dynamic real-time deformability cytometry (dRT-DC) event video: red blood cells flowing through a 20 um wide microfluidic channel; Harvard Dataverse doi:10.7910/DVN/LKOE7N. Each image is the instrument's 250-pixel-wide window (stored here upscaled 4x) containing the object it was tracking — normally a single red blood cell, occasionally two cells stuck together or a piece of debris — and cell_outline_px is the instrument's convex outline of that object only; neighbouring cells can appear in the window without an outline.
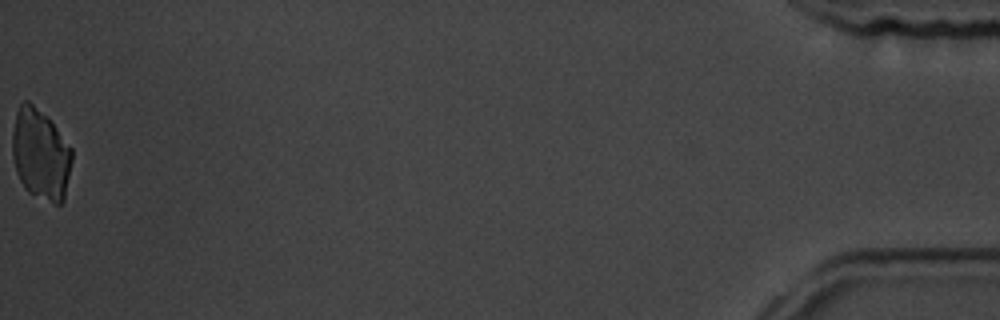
{"species": "common noctule bat (a hibernating species)", "species_latin": "Nyctalus noctula", "temperature_condition": "room temperature", "stored_images_in_passage": 52, "camera_frame_rate_fps": 3000, "um_per_image_px": 0.085, "animal": {"sex": "male", "body_mass_g": 19.5, "forearm_length_mm": 54.6}, "frame": {"image": 1, "passage_image": 52, "time_ms": 17.0, "image_size_px": [1000, 320], "cell_outline_px": [[72, 160], [64, 200], [60, 204], [56, 204], [28, 192], [24, 188], [16, 172], [12, 156], [12, 132], [16, 112], [20, 104], [24, 100], [28, 100], [52, 124], [72, 148]], "centroid_in_image_um": [3.43, 13.14], "position_along_channel_um": 431.8, "area_um2": 31.27}}